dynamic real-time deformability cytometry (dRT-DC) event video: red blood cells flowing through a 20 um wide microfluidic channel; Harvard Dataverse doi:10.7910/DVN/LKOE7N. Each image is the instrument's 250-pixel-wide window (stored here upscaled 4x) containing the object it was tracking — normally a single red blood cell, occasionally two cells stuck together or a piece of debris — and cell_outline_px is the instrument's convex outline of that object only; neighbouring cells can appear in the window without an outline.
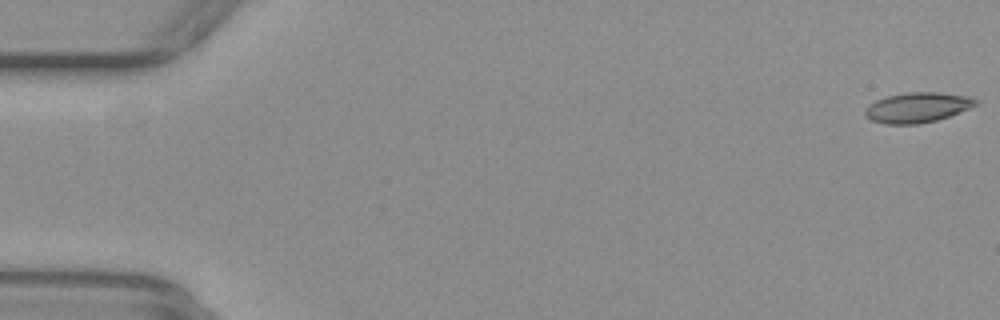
{"species": "common noctule bat (a hibernating species)", "species_latin": "Nyctalus noctula", "temperature_condition": "warm", "stored_images_in_passage": 54, "camera_frame_rate_fps": 3000, "um_per_image_px": 0.085, "animal": {"sex": "female", "body_mass_g": 29.2, "forearm_length_mm": 56.3}, "frame": {"image": 1, "passage_image": 1, "time_ms": 0.0, "image_size_px": [1000, 320], "cell_outline_px": [[980, 100], [976, 104], [960, 112], [936, 120], [920, 124], [884, 124], [872, 120], [864, 116], [864, 108], [868, 104], [876, 100], [888, 96], [908, 92], [936, 92], [972, 96]], "centroid_in_image_um": [77.96, 9.13], "position_along_channel_um": 7.0, "area_um2": 19.54}}
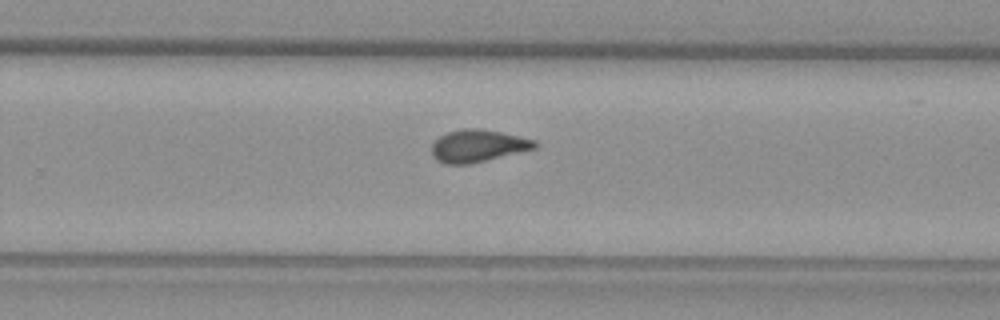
{"frame": {"image": 2, "passage_image": 35, "time_ms": 11.333, "image_size_px": [1000, 320], "cell_outline_px": [[540, 144], [536, 148], [468, 164], [444, 164], [436, 160], [432, 156], [432, 144], [440, 136], [448, 132], [464, 128], [480, 128], [500, 132], [536, 140]], "centroid_in_image_um": [40.61, 12.39], "position_along_channel_um": 289.2, "area_um2": 19.31}}
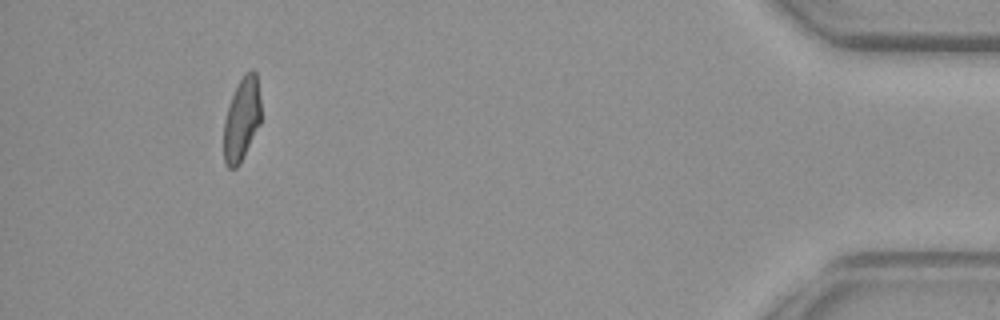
{"frame": {"image": 3, "passage_image": 50, "time_ms": 16.333, "image_size_px": [1000, 320], "cell_outline_px": [[260, 124], [240, 164], [236, 168], [228, 168], [224, 164], [224, 120], [232, 96], [244, 72], [252, 68], [256, 72], [260, 100]], "centroid_in_image_um": [20.55, 10.15], "position_along_channel_um": 414.7, "area_um2": 18.03}, "authors_computed_cell_mechanics": {"area_um2": 19.1318, "velocity_mm_per_s": 3.8993, "shape_relaxation_time_tau1_ms": null, "shape_relaxation_time_tau2_ms": 1.9254, "deformation_change_tau1": null, "deformation_change_tau2": 0.0735}}